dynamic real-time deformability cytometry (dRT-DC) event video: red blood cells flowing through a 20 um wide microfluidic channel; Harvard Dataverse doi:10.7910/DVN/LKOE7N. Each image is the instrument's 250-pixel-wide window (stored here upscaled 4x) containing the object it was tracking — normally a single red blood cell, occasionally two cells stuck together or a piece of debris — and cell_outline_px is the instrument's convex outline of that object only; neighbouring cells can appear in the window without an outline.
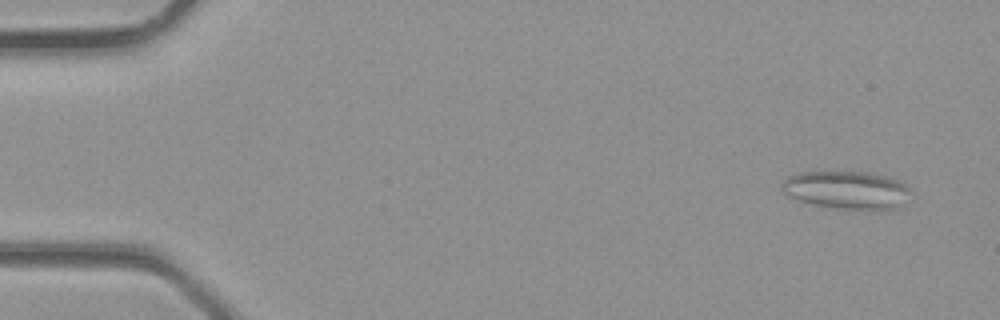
{"species": "common noctule bat (a hibernating species)", "species_latin": "Nyctalus noctula", "temperature_condition": "room temperature", "stored_images_in_passage": 3, "camera_frame_rate_fps": 3000, "um_per_image_px": 0.085, "animal": {"sex": "male", "body_mass_g": 23.1, "forearm_length_mm": 52.7}, "frame": {"image": 1, "passage_image": 1, "time_ms": 0.0, "image_size_px": [1000, 320], "cell_outline_px": [[908, 188], [900, 204], [896, 208], [844, 208], [812, 204], [796, 200], [784, 196], [780, 184], [788, 176], [800, 172], [868, 172], [888, 176], [900, 180]], "centroid_in_image_um": [71.83, 16.11], "position_along_channel_um": 13.2, "area_um2": 27.86}}